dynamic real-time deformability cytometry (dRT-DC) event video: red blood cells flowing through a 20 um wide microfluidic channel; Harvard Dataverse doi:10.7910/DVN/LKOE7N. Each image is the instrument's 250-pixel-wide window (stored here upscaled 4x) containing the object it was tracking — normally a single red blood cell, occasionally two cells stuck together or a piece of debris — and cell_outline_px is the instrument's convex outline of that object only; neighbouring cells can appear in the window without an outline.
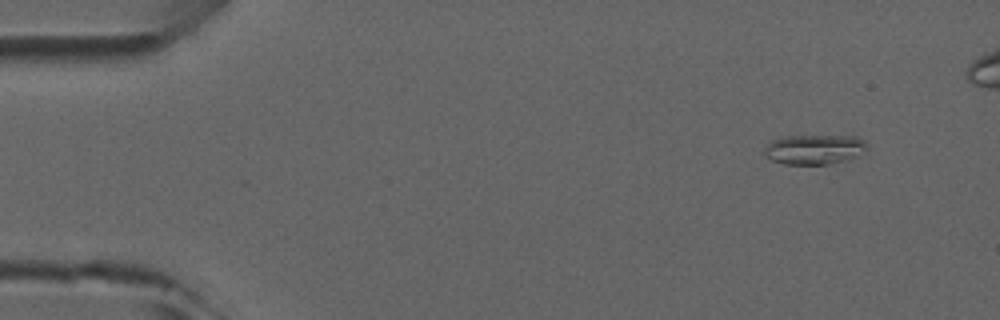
{"species": "common noctule bat (a hibernating species)", "species_latin": "Nyctalus noctula", "temperature_condition": "room temperature", "stored_images_in_passage": 5, "camera_frame_rate_fps": 3000, "um_per_image_px": 0.085, "animal": {"sex": "male", "forearm_length_mm": 52.5}, "frame": {"image": 1, "passage_image": 5, "time_ms": 4.667, "image_size_px": [1000, 320], "cell_outline_px": [[868, 148], [856, 156], [848, 160], [828, 164], [784, 164], [772, 160], [764, 156], [764, 148], [772, 140], [784, 136], [856, 136], [864, 140], [868, 144]], "centroid_in_image_um": [69.22, 12.7], "position_along_channel_um": 15.8, "area_um2": 17.92}}